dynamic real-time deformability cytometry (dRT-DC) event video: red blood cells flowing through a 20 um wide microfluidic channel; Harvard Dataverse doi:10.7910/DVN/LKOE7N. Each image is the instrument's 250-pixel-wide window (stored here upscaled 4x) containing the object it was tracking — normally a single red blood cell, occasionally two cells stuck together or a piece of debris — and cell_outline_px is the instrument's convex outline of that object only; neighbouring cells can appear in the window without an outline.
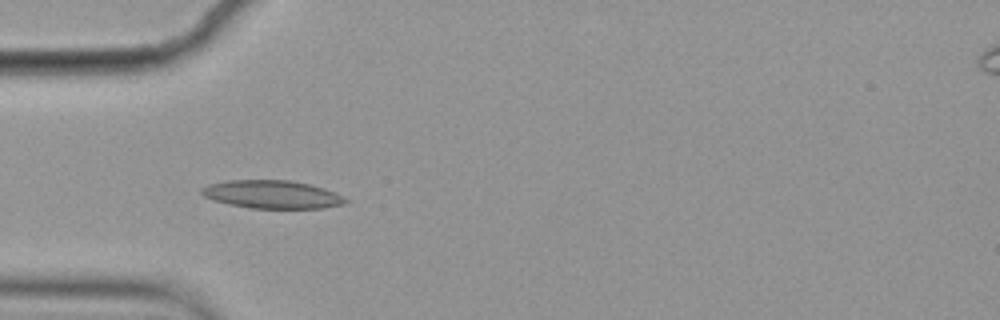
{"species": "common noctule bat (a hibernating species)", "species_latin": "Nyctalus noctula", "temperature_condition": "cold", "stored_images_in_passage": 5, "camera_frame_rate_fps": 3000, "um_per_image_px": 0.085, "animal": {"sex": "female", "body_mass_g": 19.9}, "frame": {"image": 1, "passage_image": 5, "time_ms": 1.333, "image_size_px": [1000, 320], "cell_outline_px": [[348, 200], [344, 204], [320, 208], [252, 208], [228, 204], [212, 200], [204, 196], [200, 192], [200, 188], [208, 184], [228, 180], [292, 180], [324, 188]], "centroid_in_image_um": [23.05, 16.52], "position_along_channel_um": 61.9, "area_um2": 23.41}}